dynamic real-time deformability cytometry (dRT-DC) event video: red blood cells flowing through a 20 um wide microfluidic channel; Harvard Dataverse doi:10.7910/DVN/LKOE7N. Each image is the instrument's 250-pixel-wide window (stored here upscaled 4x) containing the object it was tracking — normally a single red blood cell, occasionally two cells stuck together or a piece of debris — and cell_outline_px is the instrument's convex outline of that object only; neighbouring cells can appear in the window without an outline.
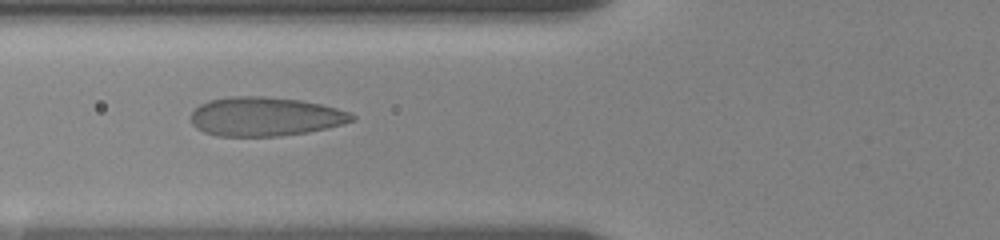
{"species": "human", "species_latin": "Homo sapiens", "temperature_condition": "room temperature", "stored_images_in_passage": 22, "camera_frame_rate_fps": 3000, "um_per_image_px": 0.085, "donor": {"sex": "female"}, "frame": {"image": 1, "passage_image": 6, "time_ms": 3.667, "image_size_px": [1000, 240], "cell_outline_px": [[356, 120], [344, 124], [328, 128], [308, 132], [280, 136], [216, 136], [204, 132], [196, 128], [192, 124], [192, 112], [200, 104], [208, 100], [228, 96], [264, 96], [300, 100], [320, 104], [336, 108], [348, 112], [356, 116]], "centroid_in_image_um": [22.54, 9.91], "position_along_channel_um": 103.3, "area_um2": 36.82}}
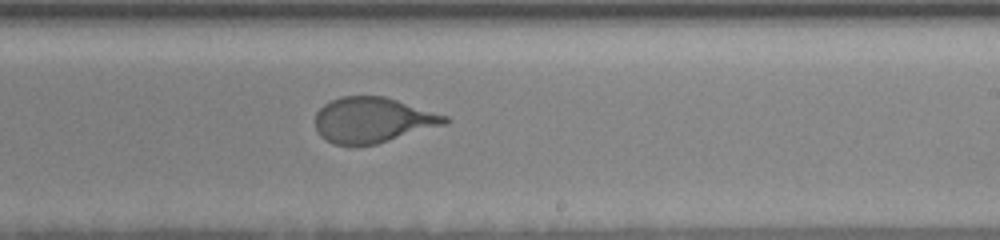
{"frame": {"image": 2, "passage_image": 12, "time_ms": 8.0, "image_size_px": [1000, 240], "cell_outline_px": [[452, 120], [444, 124], [376, 144], [356, 148], [332, 144], [320, 136], [316, 128], [316, 112], [324, 104], [340, 96], [384, 96], [448, 116]], "centroid_in_image_um": [31.63, 10.23], "position_along_channel_um": 257.4, "area_um2": 34.51}}
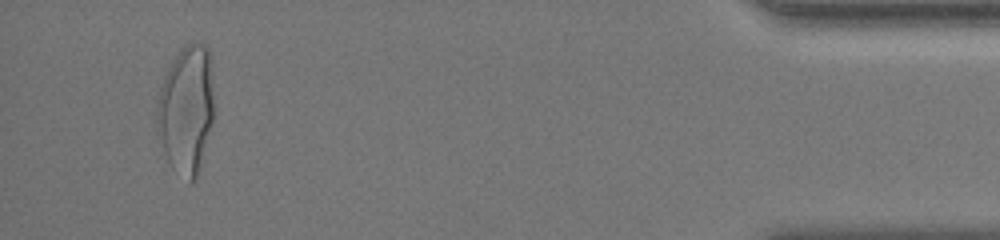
{"frame": {"image": 3, "passage_image": 21, "time_ms": 14.333, "image_size_px": [1000, 240], "cell_outline_px": [[212, 120], [196, 180], [188, 184], [172, 168], [168, 160], [156, 128], [156, 108], [160, 88], [168, 68], [180, 48], [184, 44], [192, 40], [204, 44], [208, 48], [212, 56]], "centroid_in_image_um": [15.83, 9.26], "position_along_channel_um": 419.4, "area_um2": 42.83}, "authors_computed_cell_mechanics": {"area_um2": 35.6626, "velocity_mm_per_s": 3.553, "shape_relaxation_time_tau1_ms": 5.1343, "shape_relaxation_time_tau2_ms": null, "deformation_change_tau1": 0.1924, "deformation_change_tau2": null}}